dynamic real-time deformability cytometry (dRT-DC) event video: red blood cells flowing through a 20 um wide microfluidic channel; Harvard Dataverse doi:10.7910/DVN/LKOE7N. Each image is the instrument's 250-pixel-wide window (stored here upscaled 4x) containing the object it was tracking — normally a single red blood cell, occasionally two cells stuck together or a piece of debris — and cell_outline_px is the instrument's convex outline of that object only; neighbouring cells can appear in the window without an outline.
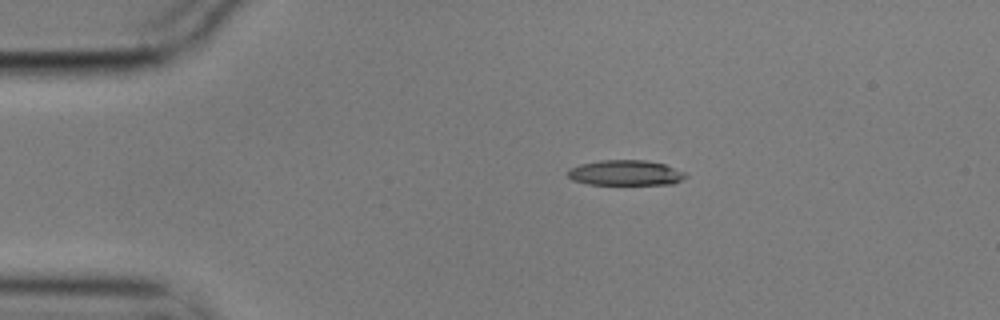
{"species": "common noctule bat (a hibernating species)", "species_latin": "Nyctalus noctula", "temperature_condition": "cold", "stored_images_in_passage": 7, "camera_frame_rate_fps": 3000, "um_per_image_px": 0.085, "animal": {"sex": "male", "body_mass_g": 17.9}, "frame": {"image": 1, "passage_image": 1, "time_ms": 0.0, "image_size_px": [1000, 320], "cell_outline_px": [[688, 176], [672, 184], [588, 184], [572, 180], [568, 176], [568, 168], [580, 164], [600, 160], [644, 160], [664, 164], [684, 172]], "centroid_in_image_um": [53.13, 14.69], "position_along_channel_um": 31.9, "area_um2": 17.28}}
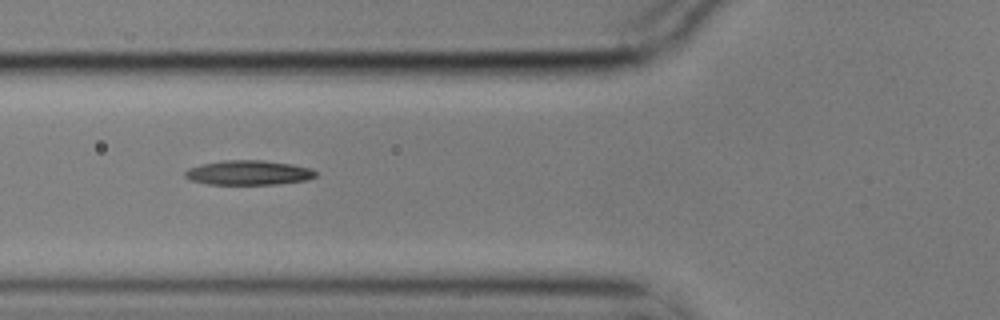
{"frame": {"image": 2, "passage_image": 4, "time_ms": 1.0, "image_size_px": [1000, 320], "cell_outline_px": [[316, 176], [304, 180], [280, 184], [208, 184], [192, 180], [184, 176], [184, 172], [188, 168], [204, 164], [224, 160], [264, 160], [292, 164], [312, 168], [316, 172]], "centroid_in_image_um": [21.14, 14.67], "position_along_channel_um": 104.7, "area_um2": 18.61}}
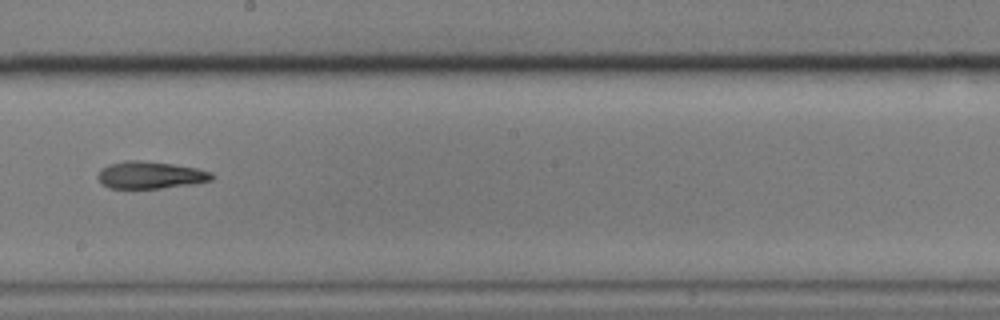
{"frame": {"image": 3, "passage_image": 7, "time_ms": 2.0, "image_size_px": [1000, 320], "cell_outline_px": [[212, 180], [196, 184], [160, 188], [108, 188], [100, 184], [96, 176], [100, 168], [108, 164], [124, 160], [140, 160], [172, 164], [196, 168], [212, 172]], "centroid_in_image_um": [12.72, 14.88], "position_along_channel_um": 235.5, "area_um2": 18.32}}